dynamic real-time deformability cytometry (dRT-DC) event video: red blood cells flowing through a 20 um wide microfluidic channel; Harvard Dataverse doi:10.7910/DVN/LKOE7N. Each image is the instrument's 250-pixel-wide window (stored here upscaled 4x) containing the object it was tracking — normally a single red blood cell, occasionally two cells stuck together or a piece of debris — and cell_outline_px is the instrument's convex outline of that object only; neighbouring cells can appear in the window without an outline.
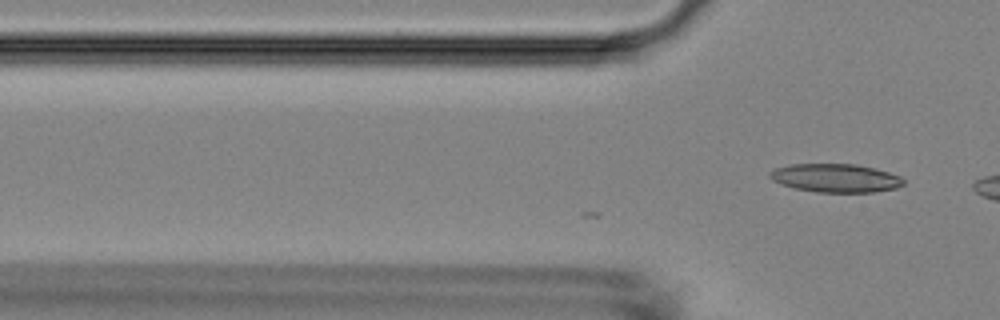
{"species": "Egyptian fruit bat (a non-hibernating species)", "species_latin": "Rousettus aegyptiacus", "temperature_condition": "room temperature", "stored_images_in_passage": 9, "camera_frame_rate_fps": 3000, "um_per_image_px": 0.085, "animal": {"sex": "female"}, "frame": {"image": 1, "passage_image": 9, "time_ms": 2.667, "image_size_px": [1000, 320], "cell_outline_px": [[904, 184], [896, 188], [876, 192], [816, 192], [792, 188], [780, 184], [772, 180], [768, 176], [768, 172], [776, 168], [788, 164], [856, 164], [888, 172], [900, 176], [904, 180]], "centroid_in_image_um": [70.98, 15.14], "position_along_channel_um": 54.8, "area_um2": 22.31}}